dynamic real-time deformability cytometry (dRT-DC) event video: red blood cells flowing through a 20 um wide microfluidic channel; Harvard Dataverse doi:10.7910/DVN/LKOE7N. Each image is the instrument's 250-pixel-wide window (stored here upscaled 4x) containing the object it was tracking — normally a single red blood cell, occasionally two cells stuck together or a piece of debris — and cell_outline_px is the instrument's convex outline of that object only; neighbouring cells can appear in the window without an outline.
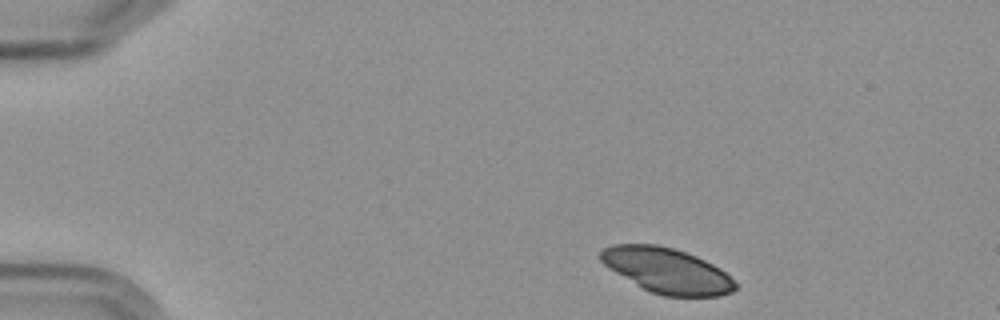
{"species": "Egyptian fruit bat (a non-hibernating species)", "species_latin": "Rousettus aegyptiacus", "temperature_condition": "cold", "stored_images_in_passage": 9, "camera_frame_rate_fps": 3000, "um_per_image_px": 0.085, "frame": {"image": 1, "passage_image": 1, "time_ms": 0.0, "image_size_px": [1000, 320], "cell_outline_px": [[736, 288], [732, 292], [720, 296], [664, 296], [648, 292], [608, 268], [600, 260], [600, 252], [604, 248], [612, 244], [656, 244], [672, 248], [696, 256], [720, 268], [736, 284]], "centroid_in_image_um": [56.66, 23.0], "position_along_channel_um": 28.3, "area_um2": 35.32}}